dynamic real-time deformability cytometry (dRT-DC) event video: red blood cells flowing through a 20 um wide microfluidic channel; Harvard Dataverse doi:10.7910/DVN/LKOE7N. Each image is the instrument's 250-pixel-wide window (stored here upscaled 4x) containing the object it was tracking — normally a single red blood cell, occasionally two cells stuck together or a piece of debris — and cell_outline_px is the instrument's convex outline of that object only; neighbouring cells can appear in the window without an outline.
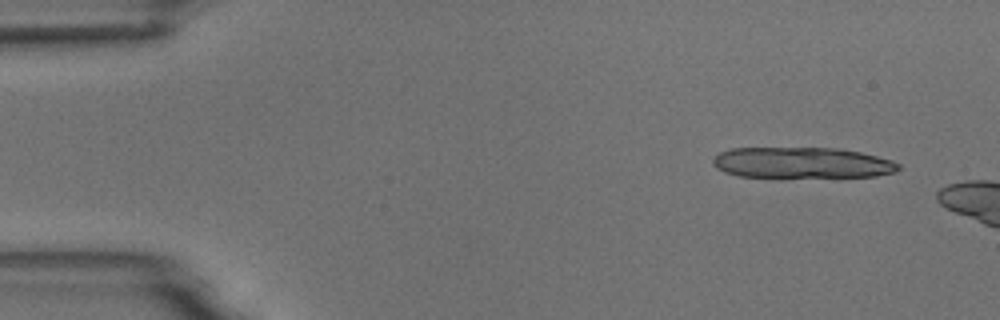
{"species": "common noctule bat (a hibernating species)", "species_latin": "Nyctalus noctula", "temperature_condition": "room temperature", "stored_images_in_passage": 4, "camera_frame_rate_fps": 3000, "um_per_image_px": 0.085, "animal": {"sex": "male", "body_mass_g": 18.8}, "frame": {"image": 1, "passage_image": 1, "time_ms": 0.0, "image_size_px": [1000, 320], "cell_outline_px": [[900, 168], [896, 172], [876, 176], [780, 180], [776, 180], [740, 176], [724, 172], [716, 168], [712, 164], [712, 160], [720, 152], [732, 148], [840, 148], [860, 152], [892, 160], [900, 164]], "centroid_in_image_um": [68.15, 13.89], "position_along_channel_um": 16.8, "area_um2": 35.14}}